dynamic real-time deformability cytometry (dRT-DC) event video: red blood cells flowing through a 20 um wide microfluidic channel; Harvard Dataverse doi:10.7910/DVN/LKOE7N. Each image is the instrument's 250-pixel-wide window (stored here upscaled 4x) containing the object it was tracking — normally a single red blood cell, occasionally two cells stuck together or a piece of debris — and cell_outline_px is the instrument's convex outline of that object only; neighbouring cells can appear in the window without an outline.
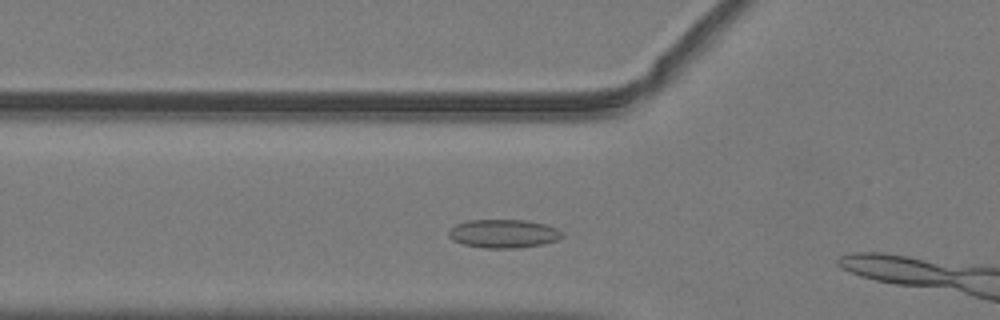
{"species": "common noctule bat (a hibernating species)", "species_latin": "Nyctalus noctula", "temperature_condition": "warm", "stored_images_in_passage": 8, "camera_frame_rate_fps": 3000, "um_per_image_px": 0.085, "animal": {"sex": "male", "body_mass_g": 19.2, "forearm_length_mm": 51.8}, "frame": {"image": 1, "passage_image": 6, "time_ms": 1.667, "image_size_px": [1000, 320], "cell_outline_px": [[564, 236], [560, 240], [544, 244], [516, 248], [484, 248], [464, 244], [452, 240], [448, 236], [448, 228], [456, 224], [468, 220], [524, 220], [544, 224], [556, 228], [564, 232]], "centroid_in_image_um": [42.81, 19.86], "position_along_channel_um": 83.0, "area_um2": 19.07}}